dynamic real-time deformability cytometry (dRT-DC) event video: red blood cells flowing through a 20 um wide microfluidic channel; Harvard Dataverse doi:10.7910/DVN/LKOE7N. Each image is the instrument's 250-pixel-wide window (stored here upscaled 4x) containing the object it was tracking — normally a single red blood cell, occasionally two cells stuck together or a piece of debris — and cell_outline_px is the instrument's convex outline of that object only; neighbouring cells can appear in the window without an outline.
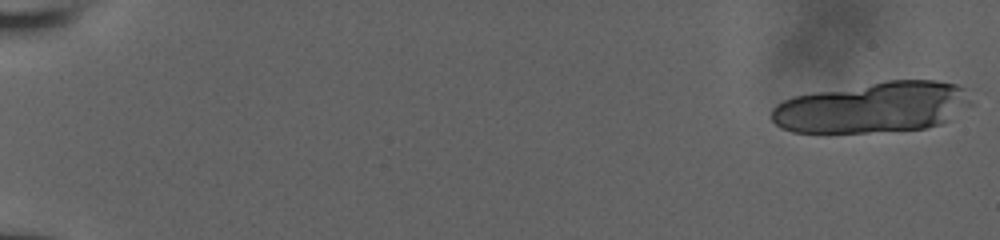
{"species": "human", "species_latin": "Homo sapiens", "temperature_condition": "room temperature", "stored_images_in_passage": 22, "camera_frame_rate_fps": 3000, "um_per_image_px": 0.085, "donor": {"sex": "male"}, "frame": {"image": 1, "passage_image": 1, "time_ms": 0.0, "image_size_px": [1000, 240], "cell_outline_px": [[972, 104], [948, 120], [940, 124], [924, 128], [868, 132], [792, 132], [780, 128], [772, 120], [772, 108], [776, 104], [784, 100], [796, 96], [816, 92], [888, 80], [936, 80], [956, 84], [964, 88]], "centroid_in_image_um": [74.19, 9.12], "position_along_channel_um": 10.8, "area_um2": 58.67}}